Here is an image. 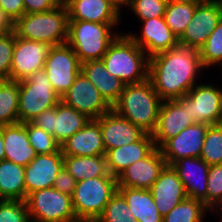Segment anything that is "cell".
Returning <instances> with one entry per match:
<instances>
[{"label":"cell","instance_id":"1","mask_svg":"<svg viewBox=\"0 0 222 222\" xmlns=\"http://www.w3.org/2000/svg\"><path fill=\"white\" fill-rule=\"evenodd\" d=\"M203 69L199 51L178 44L149 57L148 79L162 100H174L196 85L198 72Z\"/></svg>","mask_w":222,"mask_h":222},{"label":"cell","instance_id":"2","mask_svg":"<svg viewBox=\"0 0 222 222\" xmlns=\"http://www.w3.org/2000/svg\"><path fill=\"white\" fill-rule=\"evenodd\" d=\"M162 99L155 92L149 79L126 84L112 109L146 133H152L157 125Z\"/></svg>","mask_w":222,"mask_h":222},{"label":"cell","instance_id":"3","mask_svg":"<svg viewBox=\"0 0 222 222\" xmlns=\"http://www.w3.org/2000/svg\"><path fill=\"white\" fill-rule=\"evenodd\" d=\"M101 60L108 72L125 85L148 79L149 56L126 33L116 37Z\"/></svg>","mask_w":222,"mask_h":222},{"label":"cell","instance_id":"4","mask_svg":"<svg viewBox=\"0 0 222 222\" xmlns=\"http://www.w3.org/2000/svg\"><path fill=\"white\" fill-rule=\"evenodd\" d=\"M69 16L65 4L51 11L24 14L14 22L16 37L57 46L67 43Z\"/></svg>","mask_w":222,"mask_h":222},{"label":"cell","instance_id":"5","mask_svg":"<svg viewBox=\"0 0 222 222\" xmlns=\"http://www.w3.org/2000/svg\"><path fill=\"white\" fill-rule=\"evenodd\" d=\"M118 23H95L69 20L67 44L74 50L79 61L101 60L109 45L120 34H113Z\"/></svg>","mask_w":222,"mask_h":222},{"label":"cell","instance_id":"6","mask_svg":"<svg viewBox=\"0 0 222 222\" xmlns=\"http://www.w3.org/2000/svg\"><path fill=\"white\" fill-rule=\"evenodd\" d=\"M117 191L118 182L114 176L77 181L71 196L76 218L96 221Z\"/></svg>","mask_w":222,"mask_h":222},{"label":"cell","instance_id":"7","mask_svg":"<svg viewBox=\"0 0 222 222\" xmlns=\"http://www.w3.org/2000/svg\"><path fill=\"white\" fill-rule=\"evenodd\" d=\"M19 83V122H30L44 110L54 108L61 97L53 89L44 69Z\"/></svg>","mask_w":222,"mask_h":222},{"label":"cell","instance_id":"8","mask_svg":"<svg viewBox=\"0 0 222 222\" xmlns=\"http://www.w3.org/2000/svg\"><path fill=\"white\" fill-rule=\"evenodd\" d=\"M30 222H72L77 220L72 197L53 187L33 191L26 199Z\"/></svg>","mask_w":222,"mask_h":222},{"label":"cell","instance_id":"9","mask_svg":"<svg viewBox=\"0 0 222 222\" xmlns=\"http://www.w3.org/2000/svg\"><path fill=\"white\" fill-rule=\"evenodd\" d=\"M43 69L53 89L62 97L81 72V62L74 50L65 43L50 48Z\"/></svg>","mask_w":222,"mask_h":222},{"label":"cell","instance_id":"10","mask_svg":"<svg viewBox=\"0 0 222 222\" xmlns=\"http://www.w3.org/2000/svg\"><path fill=\"white\" fill-rule=\"evenodd\" d=\"M196 122L188 113V95L174 100H162L155 130L151 133L155 147L160 148L168 139Z\"/></svg>","mask_w":222,"mask_h":222},{"label":"cell","instance_id":"11","mask_svg":"<svg viewBox=\"0 0 222 222\" xmlns=\"http://www.w3.org/2000/svg\"><path fill=\"white\" fill-rule=\"evenodd\" d=\"M51 47L48 43L15 36L10 80L18 82L42 70Z\"/></svg>","mask_w":222,"mask_h":222},{"label":"cell","instance_id":"12","mask_svg":"<svg viewBox=\"0 0 222 222\" xmlns=\"http://www.w3.org/2000/svg\"><path fill=\"white\" fill-rule=\"evenodd\" d=\"M221 19V0H211L205 4L197 5L194 16L183 35L178 39V43L199 51Z\"/></svg>","mask_w":222,"mask_h":222},{"label":"cell","instance_id":"13","mask_svg":"<svg viewBox=\"0 0 222 222\" xmlns=\"http://www.w3.org/2000/svg\"><path fill=\"white\" fill-rule=\"evenodd\" d=\"M61 101L91 119H97L112 109L96 86L82 72L61 97Z\"/></svg>","mask_w":222,"mask_h":222},{"label":"cell","instance_id":"14","mask_svg":"<svg viewBox=\"0 0 222 222\" xmlns=\"http://www.w3.org/2000/svg\"><path fill=\"white\" fill-rule=\"evenodd\" d=\"M188 113L196 123L217 124L222 111V89L212 84H198L190 89Z\"/></svg>","mask_w":222,"mask_h":222},{"label":"cell","instance_id":"15","mask_svg":"<svg viewBox=\"0 0 222 222\" xmlns=\"http://www.w3.org/2000/svg\"><path fill=\"white\" fill-rule=\"evenodd\" d=\"M209 125L195 123L168 139L159 149L166 165L172 166L180 159L200 157L204 138Z\"/></svg>","mask_w":222,"mask_h":222},{"label":"cell","instance_id":"16","mask_svg":"<svg viewBox=\"0 0 222 222\" xmlns=\"http://www.w3.org/2000/svg\"><path fill=\"white\" fill-rule=\"evenodd\" d=\"M63 166L64 155L61 149L52 154H37L25 167L26 199L33 191L53 187L54 181Z\"/></svg>","mask_w":222,"mask_h":222},{"label":"cell","instance_id":"17","mask_svg":"<svg viewBox=\"0 0 222 222\" xmlns=\"http://www.w3.org/2000/svg\"><path fill=\"white\" fill-rule=\"evenodd\" d=\"M166 166L159 148H155L147 157L128 166L118 177V187L150 189Z\"/></svg>","mask_w":222,"mask_h":222},{"label":"cell","instance_id":"18","mask_svg":"<svg viewBox=\"0 0 222 222\" xmlns=\"http://www.w3.org/2000/svg\"><path fill=\"white\" fill-rule=\"evenodd\" d=\"M143 28L142 35L136 36L135 33L127 35L151 57L157 53L167 51L177 46L178 39L166 24L164 17H156L141 21Z\"/></svg>","mask_w":222,"mask_h":222},{"label":"cell","instance_id":"19","mask_svg":"<svg viewBox=\"0 0 222 222\" xmlns=\"http://www.w3.org/2000/svg\"><path fill=\"white\" fill-rule=\"evenodd\" d=\"M101 128L105 151L138 141L146 132L111 109L96 119Z\"/></svg>","mask_w":222,"mask_h":222},{"label":"cell","instance_id":"20","mask_svg":"<svg viewBox=\"0 0 222 222\" xmlns=\"http://www.w3.org/2000/svg\"><path fill=\"white\" fill-rule=\"evenodd\" d=\"M182 181L188 198L202 201L207 207L209 165L200 157L180 159L172 165Z\"/></svg>","mask_w":222,"mask_h":222},{"label":"cell","instance_id":"21","mask_svg":"<svg viewBox=\"0 0 222 222\" xmlns=\"http://www.w3.org/2000/svg\"><path fill=\"white\" fill-rule=\"evenodd\" d=\"M159 213L164 216L188 197L178 173L166 165L149 189Z\"/></svg>","mask_w":222,"mask_h":222},{"label":"cell","instance_id":"22","mask_svg":"<svg viewBox=\"0 0 222 222\" xmlns=\"http://www.w3.org/2000/svg\"><path fill=\"white\" fill-rule=\"evenodd\" d=\"M63 155L102 156L106 154L100 124L96 119L89 122L61 145Z\"/></svg>","mask_w":222,"mask_h":222},{"label":"cell","instance_id":"23","mask_svg":"<svg viewBox=\"0 0 222 222\" xmlns=\"http://www.w3.org/2000/svg\"><path fill=\"white\" fill-rule=\"evenodd\" d=\"M150 133H145L138 141L108 150L105 154L109 174L118 177L128 166L144 159L155 149Z\"/></svg>","mask_w":222,"mask_h":222},{"label":"cell","instance_id":"24","mask_svg":"<svg viewBox=\"0 0 222 222\" xmlns=\"http://www.w3.org/2000/svg\"><path fill=\"white\" fill-rule=\"evenodd\" d=\"M4 139L5 159L26 167L37 155L28 140L24 123L0 126Z\"/></svg>","mask_w":222,"mask_h":222},{"label":"cell","instance_id":"25","mask_svg":"<svg viewBox=\"0 0 222 222\" xmlns=\"http://www.w3.org/2000/svg\"><path fill=\"white\" fill-rule=\"evenodd\" d=\"M69 20L95 23H119L120 12L107 0H68Z\"/></svg>","mask_w":222,"mask_h":222},{"label":"cell","instance_id":"26","mask_svg":"<svg viewBox=\"0 0 222 222\" xmlns=\"http://www.w3.org/2000/svg\"><path fill=\"white\" fill-rule=\"evenodd\" d=\"M81 72L96 86L111 107L118 101L125 83L110 74L102 60L82 62Z\"/></svg>","mask_w":222,"mask_h":222},{"label":"cell","instance_id":"27","mask_svg":"<svg viewBox=\"0 0 222 222\" xmlns=\"http://www.w3.org/2000/svg\"><path fill=\"white\" fill-rule=\"evenodd\" d=\"M86 114L60 101L53 108V137L61 146L73 134L82 129L90 120Z\"/></svg>","mask_w":222,"mask_h":222},{"label":"cell","instance_id":"28","mask_svg":"<svg viewBox=\"0 0 222 222\" xmlns=\"http://www.w3.org/2000/svg\"><path fill=\"white\" fill-rule=\"evenodd\" d=\"M138 222H163L149 189L118 187Z\"/></svg>","mask_w":222,"mask_h":222},{"label":"cell","instance_id":"29","mask_svg":"<svg viewBox=\"0 0 222 222\" xmlns=\"http://www.w3.org/2000/svg\"><path fill=\"white\" fill-rule=\"evenodd\" d=\"M25 167L0 161V200H26Z\"/></svg>","mask_w":222,"mask_h":222},{"label":"cell","instance_id":"30","mask_svg":"<svg viewBox=\"0 0 222 222\" xmlns=\"http://www.w3.org/2000/svg\"><path fill=\"white\" fill-rule=\"evenodd\" d=\"M64 167L76 181L112 176L107 169L106 156H70L64 155Z\"/></svg>","mask_w":222,"mask_h":222},{"label":"cell","instance_id":"31","mask_svg":"<svg viewBox=\"0 0 222 222\" xmlns=\"http://www.w3.org/2000/svg\"><path fill=\"white\" fill-rule=\"evenodd\" d=\"M19 83L0 80V126L19 122Z\"/></svg>","mask_w":222,"mask_h":222},{"label":"cell","instance_id":"32","mask_svg":"<svg viewBox=\"0 0 222 222\" xmlns=\"http://www.w3.org/2000/svg\"><path fill=\"white\" fill-rule=\"evenodd\" d=\"M197 5L167 2L164 19L173 34L179 39L191 22Z\"/></svg>","mask_w":222,"mask_h":222},{"label":"cell","instance_id":"33","mask_svg":"<svg viewBox=\"0 0 222 222\" xmlns=\"http://www.w3.org/2000/svg\"><path fill=\"white\" fill-rule=\"evenodd\" d=\"M207 211L202 201L187 198L163 216V222H204Z\"/></svg>","mask_w":222,"mask_h":222},{"label":"cell","instance_id":"34","mask_svg":"<svg viewBox=\"0 0 222 222\" xmlns=\"http://www.w3.org/2000/svg\"><path fill=\"white\" fill-rule=\"evenodd\" d=\"M200 158L209 166L222 164V129L217 125H209Z\"/></svg>","mask_w":222,"mask_h":222},{"label":"cell","instance_id":"35","mask_svg":"<svg viewBox=\"0 0 222 222\" xmlns=\"http://www.w3.org/2000/svg\"><path fill=\"white\" fill-rule=\"evenodd\" d=\"M96 222H138L123 195L117 191Z\"/></svg>","mask_w":222,"mask_h":222},{"label":"cell","instance_id":"36","mask_svg":"<svg viewBox=\"0 0 222 222\" xmlns=\"http://www.w3.org/2000/svg\"><path fill=\"white\" fill-rule=\"evenodd\" d=\"M205 68L222 64V19L199 50Z\"/></svg>","mask_w":222,"mask_h":222},{"label":"cell","instance_id":"37","mask_svg":"<svg viewBox=\"0 0 222 222\" xmlns=\"http://www.w3.org/2000/svg\"><path fill=\"white\" fill-rule=\"evenodd\" d=\"M24 125L27 128L28 140L37 154H52L61 149L53 135L48 134L31 122H24Z\"/></svg>","mask_w":222,"mask_h":222},{"label":"cell","instance_id":"38","mask_svg":"<svg viewBox=\"0 0 222 222\" xmlns=\"http://www.w3.org/2000/svg\"><path fill=\"white\" fill-rule=\"evenodd\" d=\"M220 205H222V164L209 166L207 178V208L213 213Z\"/></svg>","mask_w":222,"mask_h":222},{"label":"cell","instance_id":"39","mask_svg":"<svg viewBox=\"0 0 222 222\" xmlns=\"http://www.w3.org/2000/svg\"><path fill=\"white\" fill-rule=\"evenodd\" d=\"M167 0H129L128 7L138 20L164 17Z\"/></svg>","mask_w":222,"mask_h":222},{"label":"cell","instance_id":"40","mask_svg":"<svg viewBox=\"0 0 222 222\" xmlns=\"http://www.w3.org/2000/svg\"><path fill=\"white\" fill-rule=\"evenodd\" d=\"M0 222H30L26 200H0Z\"/></svg>","mask_w":222,"mask_h":222},{"label":"cell","instance_id":"41","mask_svg":"<svg viewBox=\"0 0 222 222\" xmlns=\"http://www.w3.org/2000/svg\"><path fill=\"white\" fill-rule=\"evenodd\" d=\"M14 43V32L0 35V80H10Z\"/></svg>","mask_w":222,"mask_h":222},{"label":"cell","instance_id":"42","mask_svg":"<svg viewBox=\"0 0 222 222\" xmlns=\"http://www.w3.org/2000/svg\"><path fill=\"white\" fill-rule=\"evenodd\" d=\"M76 183L75 178L63 166L54 181L53 188L61 193L72 196Z\"/></svg>","mask_w":222,"mask_h":222},{"label":"cell","instance_id":"43","mask_svg":"<svg viewBox=\"0 0 222 222\" xmlns=\"http://www.w3.org/2000/svg\"><path fill=\"white\" fill-rule=\"evenodd\" d=\"M25 14L51 11L61 5L59 0H23Z\"/></svg>","mask_w":222,"mask_h":222},{"label":"cell","instance_id":"44","mask_svg":"<svg viewBox=\"0 0 222 222\" xmlns=\"http://www.w3.org/2000/svg\"><path fill=\"white\" fill-rule=\"evenodd\" d=\"M0 7L13 22L25 14V5L23 0H0Z\"/></svg>","mask_w":222,"mask_h":222},{"label":"cell","instance_id":"45","mask_svg":"<svg viewBox=\"0 0 222 222\" xmlns=\"http://www.w3.org/2000/svg\"><path fill=\"white\" fill-rule=\"evenodd\" d=\"M30 122L48 134L53 135V108L44 110Z\"/></svg>","mask_w":222,"mask_h":222},{"label":"cell","instance_id":"46","mask_svg":"<svg viewBox=\"0 0 222 222\" xmlns=\"http://www.w3.org/2000/svg\"><path fill=\"white\" fill-rule=\"evenodd\" d=\"M0 31L8 33L14 31V22L0 7Z\"/></svg>","mask_w":222,"mask_h":222},{"label":"cell","instance_id":"47","mask_svg":"<svg viewBox=\"0 0 222 222\" xmlns=\"http://www.w3.org/2000/svg\"><path fill=\"white\" fill-rule=\"evenodd\" d=\"M111 3L120 13L122 12L120 9L127 7L129 0H107Z\"/></svg>","mask_w":222,"mask_h":222},{"label":"cell","instance_id":"48","mask_svg":"<svg viewBox=\"0 0 222 222\" xmlns=\"http://www.w3.org/2000/svg\"><path fill=\"white\" fill-rule=\"evenodd\" d=\"M211 0H167V2H176V3H189L193 5H202Z\"/></svg>","mask_w":222,"mask_h":222},{"label":"cell","instance_id":"49","mask_svg":"<svg viewBox=\"0 0 222 222\" xmlns=\"http://www.w3.org/2000/svg\"><path fill=\"white\" fill-rule=\"evenodd\" d=\"M5 159V151H4V139L2 131L0 130V161Z\"/></svg>","mask_w":222,"mask_h":222},{"label":"cell","instance_id":"50","mask_svg":"<svg viewBox=\"0 0 222 222\" xmlns=\"http://www.w3.org/2000/svg\"><path fill=\"white\" fill-rule=\"evenodd\" d=\"M217 125L222 129V111H221L219 120H218V122H217Z\"/></svg>","mask_w":222,"mask_h":222},{"label":"cell","instance_id":"51","mask_svg":"<svg viewBox=\"0 0 222 222\" xmlns=\"http://www.w3.org/2000/svg\"><path fill=\"white\" fill-rule=\"evenodd\" d=\"M72 222H96V221H94V220L77 219V220L72 221Z\"/></svg>","mask_w":222,"mask_h":222},{"label":"cell","instance_id":"52","mask_svg":"<svg viewBox=\"0 0 222 222\" xmlns=\"http://www.w3.org/2000/svg\"><path fill=\"white\" fill-rule=\"evenodd\" d=\"M61 4H65L68 0H59Z\"/></svg>","mask_w":222,"mask_h":222},{"label":"cell","instance_id":"53","mask_svg":"<svg viewBox=\"0 0 222 222\" xmlns=\"http://www.w3.org/2000/svg\"><path fill=\"white\" fill-rule=\"evenodd\" d=\"M219 208H220L221 210H220ZM218 210H219L220 212L222 211V205H220V206L218 207ZM221 213H222V212H221ZM221 215H222V214H221ZM221 217H222V216H221ZM221 222H222V220H221Z\"/></svg>","mask_w":222,"mask_h":222}]
</instances>
